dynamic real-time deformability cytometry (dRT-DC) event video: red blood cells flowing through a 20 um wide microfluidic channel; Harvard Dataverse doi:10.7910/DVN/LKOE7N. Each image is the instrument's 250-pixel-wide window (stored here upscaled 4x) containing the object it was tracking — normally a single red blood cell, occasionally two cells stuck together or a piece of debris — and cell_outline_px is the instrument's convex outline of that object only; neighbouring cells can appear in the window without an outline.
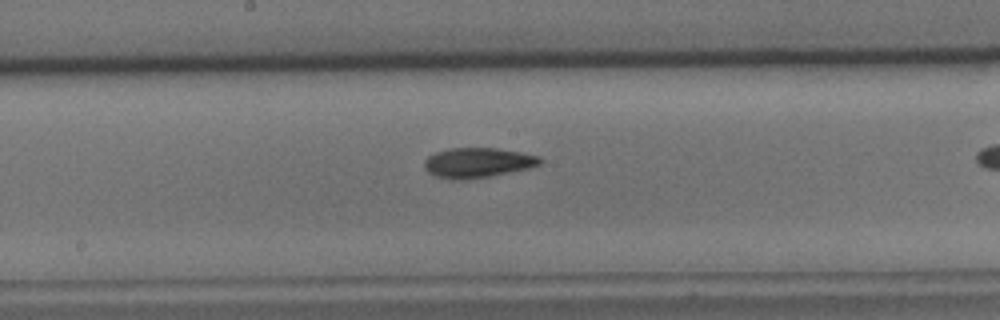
{"species": "common noctule bat (a hibernating species)", "species_latin": "Nyctalus noctula", "temperature_condition": "cold", "stored_images_in_passage": 38, "camera_frame_rate_fps": 3000, "um_per_image_px": 0.085, "animal": {"sex": "male", "body_mass_g": 15.6}, "frame": {"image": 1, "passage_image": 23, "time_ms": 7.333, "image_size_px": [1000, 320], "cell_outline_px": [[544, 160], [540, 164], [528, 168], [488, 176], [464, 180], [452, 180], [436, 176], [428, 172], [424, 168], [424, 160], [428, 156], [436, 152], [448, 148], [496, 148], [520, 152], [540, 156]], "centroid_in_image_um": [40.58, 13.82], "position_along_channel_um": 207.6, "area_um2": 20.17}}
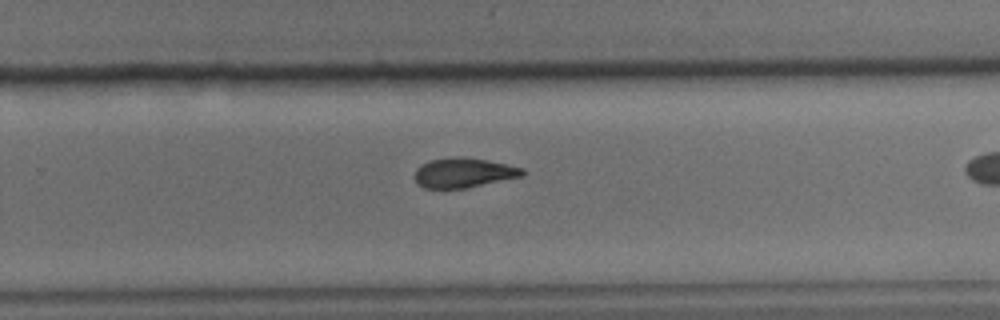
{"frame": {"image": 2, "passage_image": 30, "time_ms": 9.667, "image_size_px": [1000, 320], "cell_outline_px": [[524, 176], [464, 188], [424, 188], [416, 184], [416, 168], [420, 164], [428, 160], [488, 160], [524, 168]], "centroid_in_image_um": [39.42, 14.73], "position_along_channel_um": 290.4, "area_um2": 17.8}}
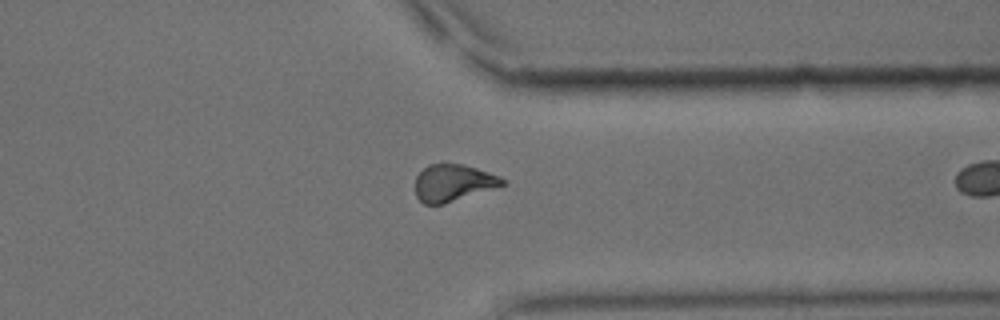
{"frame": {"image": 3, "passage_image": 37, "time_ms": 12.0, "image_size_px": [1000, 320], "cell_outline_px": [[508, 180], [504, 184], [444, 204], [424, 204], [416, 196], [416, 176], [428, 164], [464, 164], [500, 176]], "centroid_in_image_um": [38.51, 15.53], "position_along_channel_um": 372.9, "area_um2": 18.5}}